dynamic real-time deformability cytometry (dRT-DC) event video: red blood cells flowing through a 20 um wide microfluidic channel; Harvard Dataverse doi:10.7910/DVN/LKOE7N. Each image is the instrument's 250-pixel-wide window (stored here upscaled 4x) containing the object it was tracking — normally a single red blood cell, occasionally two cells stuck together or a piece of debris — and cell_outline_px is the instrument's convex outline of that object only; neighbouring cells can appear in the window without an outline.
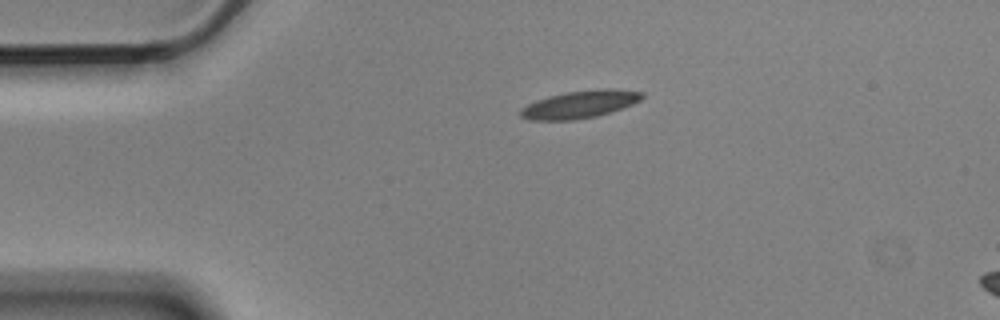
{"species": "Egyptian fruit bat (a non-hibernating species)", "species_latin": "Rousettus aegyptiacus", "temperature_condition": "cold", "stored_images_in_passage": 3, "segment_of_instrument_passage": [1, 2], "camera_frame_rate_fps": 3000, "um_per_image_px": 0.085, "animal": {"sex": "male"}, "frame": {"image": 1, "passage_image": 1, "time_ms": 0.0, "image_size_px": [1000, 320], "cell_outline_px": [[644, 96], [640, 100], [632, 104], [596, 116], [572, 120], [528, 120], [520, 116], [520, 108], [536, 100], [548, 96], [564, 92], [596, 88], [612, 88], [644, 92]], "centroid_in_image_um": [49.26, 8.85], "position_along_channel_um": 35.7, "area_um2": 19.59}}